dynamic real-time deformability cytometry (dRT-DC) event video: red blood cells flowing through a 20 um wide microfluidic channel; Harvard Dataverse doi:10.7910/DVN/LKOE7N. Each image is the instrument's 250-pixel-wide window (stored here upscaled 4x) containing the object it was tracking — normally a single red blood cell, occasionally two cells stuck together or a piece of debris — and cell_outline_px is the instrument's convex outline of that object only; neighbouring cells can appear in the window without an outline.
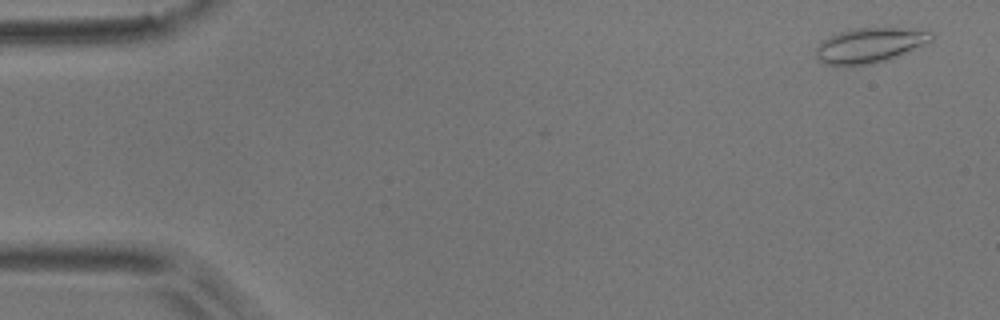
{"species": "common noctule bat (a hibernating species)", "species_latin": "Nyctalus noctula", "temperature_condition": "room temperature", "stored_images_in_passage": 55, "camera_frame_rate_fps": 3000, "um_per_image_px": 0.085, "animal": {"sex": "male", "body_mass_g": 17.9}, "frame": {"image": 1, "passage_image": 3, "time_ms": 0.667, "image_size_px": [1000, 320], "cell_outline_px": [[936, 36], [932, 40], [924, 44], [884, 60], [872, 64], [848, 68], [828, 64], [820, 60], [816, 56], [816, 48], [824, 40], [840, 32], [856, 28], [908, 28], [932, 32]], "centroid_in_image_um": [73.91, 3.87], "position_along_channel_um": 11.1, "area_um2": 23.29}}
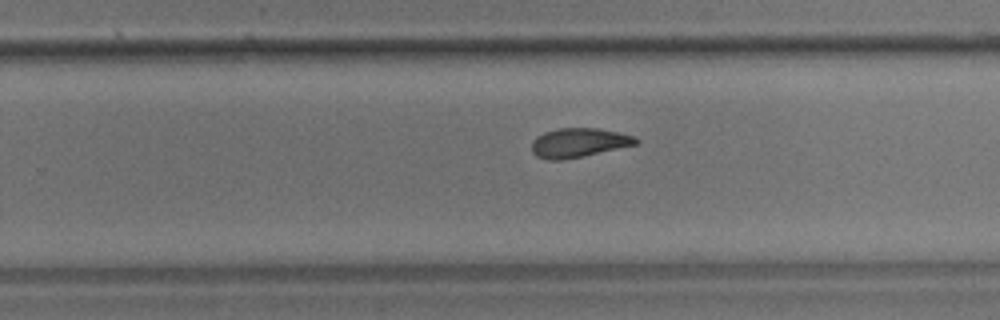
{"frame": {"image": 2, "passage_image": 35, "time_ms": 11.333, "image_size_px": [1000, 320], "cell_outline_px": [[640, 140], [636, 144], [584, 156], [564, 160], [548, 160], [536, 156], [532, 152], [532, 140], [536, 136], [544, 132], [556, 128], [600, 128], [620, 132], [632, 136]], "centroid_in_image_um": [49.16, 12.12], "position_along_channel_um": 280.6, "area_um2": 17.86}}
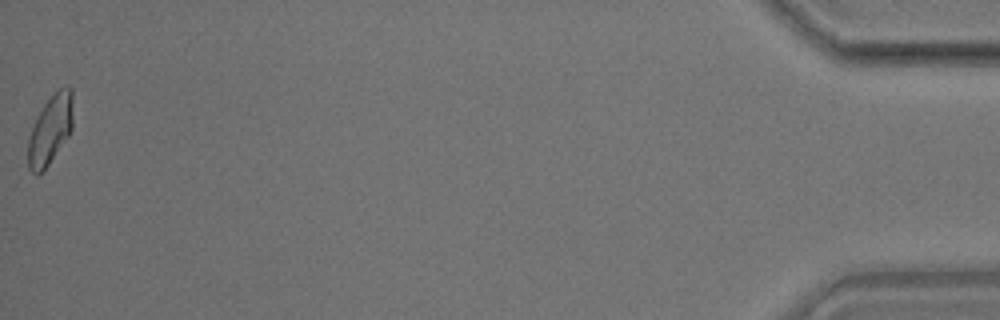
{"frame": {"image": 3, "passage_image": 55, "time_ms": 18.0, "image_size_px": [1000, 320], "cell_outline_px": [[72, 128], [68, 136], [44, 172], [36, 176], [28, 168], [28, 140], [36, 116], [44, 104], [60, 88], [68, 84], [72, 88]], "centroid_in_image_um": [4.27, 11.06], "position_along_channel_um": 430.9, "area_um2": 18.21}, "authors_computed_cell_mechanics": {"area_um2": 18.4382, "velocity_mm_per_s": 3.6834, "shape_relaxation_time_tau1_ms": 7.5513, "shape_relaxation_time_tau2_ms": 4.7089, "deformation_change_tau1": 0.191, "deformation_change_tau2": 0.1118}}